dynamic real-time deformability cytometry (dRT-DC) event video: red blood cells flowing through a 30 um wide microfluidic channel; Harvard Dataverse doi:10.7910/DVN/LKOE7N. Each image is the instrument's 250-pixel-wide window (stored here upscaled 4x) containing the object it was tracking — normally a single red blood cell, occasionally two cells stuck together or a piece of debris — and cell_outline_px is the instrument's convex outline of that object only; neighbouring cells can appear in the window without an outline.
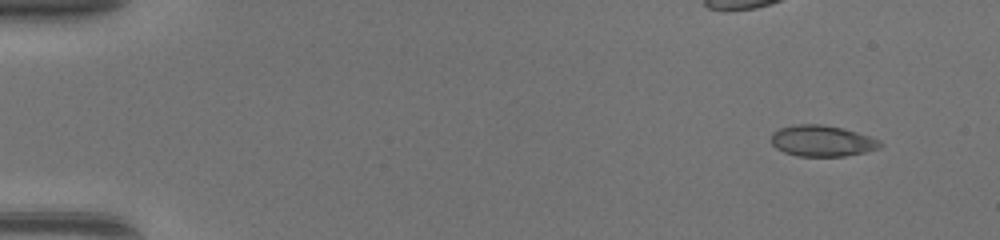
{"species": "common noctule bat (a hibernating species)", "species_latin": "Nyctalus noctula", "temperature_condition": "warm", "stored_images_in_passage": 45, "camera_frame_rate_fps": 3000, "um_per_image_px": 0.085, "animal": {"sex": "female", "body_mass_g": 17.0, "forearm_length_mm": 48.0}, "frame": {"image": 1, "passage_image": 1, "time_ms": 0.0, "image_size_px": [1000, 240], "cell_outline_px": [[880, 148], [864, 152], [844, 156], [796, 156], [784, 152], [776, 148], [772, 144], [772, 132], [780, 128], [796, 124], [820, 124], [844, 128], [880, 140]], "centroid_in_image_um": [69.85, 11.97], "position_along_channel_um": 15.2, "area_um2": 19.65}}
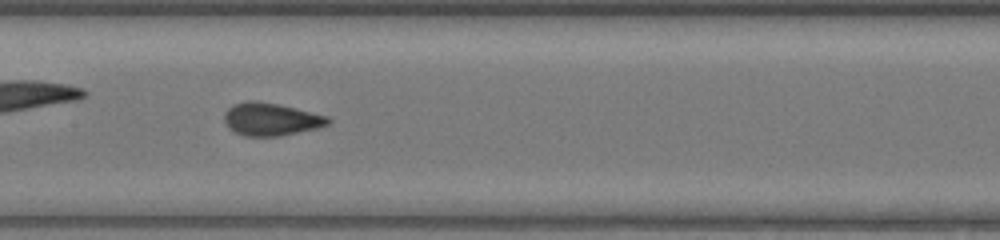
{"frame": {"image": 2, "passage_image": 22, "time_ms": 7.0, "image_size_px": [1000, 240], "cell_outline_px": [[332, 120], [328, 124], [316, 128], [280, 136], [244, 136], [228, 128], [224, 120], [224, 112], [232, 104], [248, 100], [256, 100], [276, 104], [328, 116]], "centroid_in_image_um": [22.99, 10.13], "position_along_channel_um": 184.4, "area_um2": 19.71}}
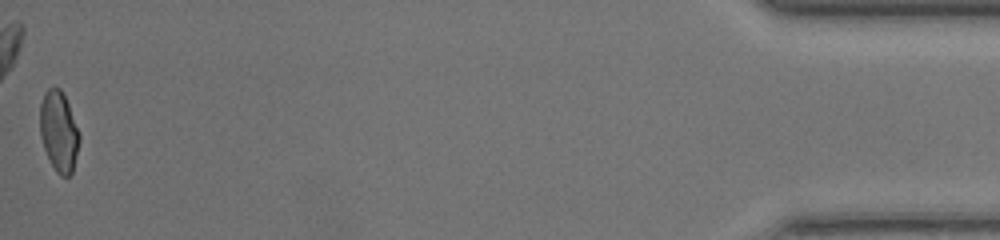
{"frame": {"image": 3, "passage_image": 45, "time_ms": 14.667, "image_size_px": [1000, 240], "cell_outline_px": [[80, 140], [72, 172], [68, 176], [60, 176], [56, 172], [44, 148], [40, 136], [40, 104], [44, 92], [48, 88], [60, 88], [68, 104], [80, 132]], "centroid_in_image_um": [5.0, 11.16], "position_along_channel_um": 430.2, "area_um2": 18.38}}